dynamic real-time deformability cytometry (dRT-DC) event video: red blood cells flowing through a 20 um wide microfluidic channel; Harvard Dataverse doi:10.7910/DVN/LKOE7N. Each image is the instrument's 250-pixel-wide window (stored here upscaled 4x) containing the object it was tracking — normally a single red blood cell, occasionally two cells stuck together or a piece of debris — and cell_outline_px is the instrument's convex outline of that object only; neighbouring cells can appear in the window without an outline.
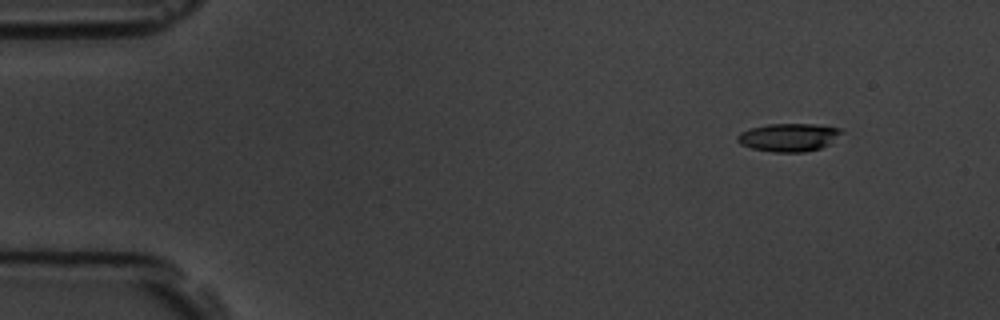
{"species": "common noctule bat (a hibernating species)", "species_latin": "Nyctalus noctula", "temperature_condition": "room temperature", "stored_images_in_passage": 5, "camera_frame_rate_fps": 3000, "um_per_image_px": 0.085, "animal": {"sex": "male", "body_mass_g": 19.5, "forearm_length_mm": 54.6}, "frame": {"image": 1, "passage_image": 2, "time_ms": 1.333, "image_size_px": [1000, 320], "cell_outline_px": [[844, 132], [828, 144], [820, 148], [804, 152], [772, 152], [752, 148], [740, 144], [736, 140], [736, 136], [740, 132], [752, 128], [768, 124], [816, 124], [840, 128]], "centroid_in_image_um": [67.03, 11.67], "position_along_channel_um": 18.0, "area_um2": 16.99}}